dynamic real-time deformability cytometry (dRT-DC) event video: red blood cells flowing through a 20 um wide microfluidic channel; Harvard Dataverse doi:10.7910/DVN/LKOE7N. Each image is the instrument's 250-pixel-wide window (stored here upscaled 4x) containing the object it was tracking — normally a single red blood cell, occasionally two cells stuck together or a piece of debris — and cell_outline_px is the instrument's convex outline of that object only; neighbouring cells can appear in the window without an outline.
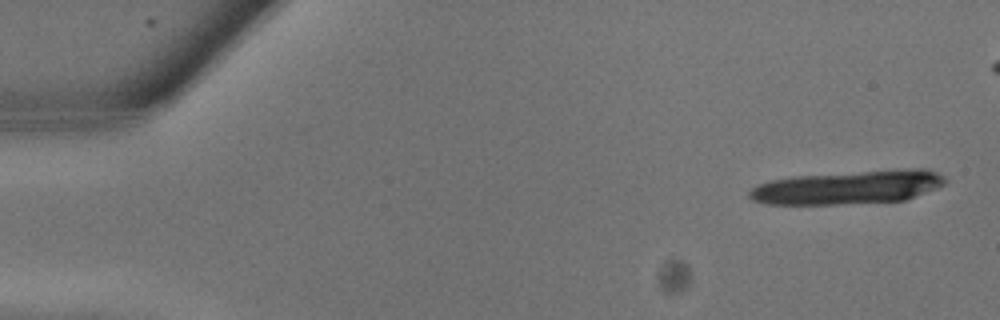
{"species": "common noctule bat (a hibernating species)", "species_latin": "Nyctalus noctula", "temperature_condition": "warm", "stored_images_in_passage": 17, "camera_frame_rate_fps": 3000, "um_per_image_px": 0.085, "animal": {"sex": "male", "body_mass_g": 13.3}, "frame": {"image": 1, "passage_image": 1, "time_ms": 0.0, "image_size_px": [1000, 320], "cell_outline_px": [[948, 180], [944, 184], [936, 188], [904, 200], [836, 204], [768, 204], [752, 200], [748, 196], [748, 192], [752, 188], [768, 180], [792, 176], [900, 168], [928, 168], [944, 176]], "centroid_in_image_um": [72.1, 15.89], "position_along_channel_um": 12.9, "area_um2": 38.55}}
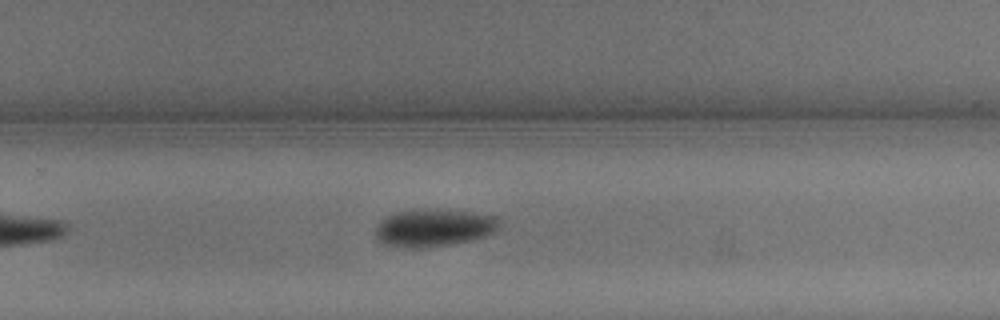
{"frame": {"image": 2, "passage_image": 17, "time_ms": 5.333, "image_size_px": [1000, 320], "cell_outline_px": [[500, 224], [496, 232], [492, 236], [472, 240], [448, 244], [420, 248], [400, 248], [384, 244], [376, 236], [376, 228], [388, 216], [396, 212], [416, 208], [436, 208], [468, 212], [496, 216], [500, 220]], "centroid_in_image_um": [36.94, 19.35], "position_along_channel_um": 292.9, "area_um2": 27.46}}